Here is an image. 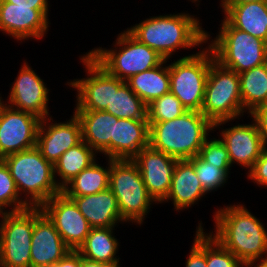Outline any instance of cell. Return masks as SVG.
Segmentation results:
<instances>
[{
  "label": "cell",
  "instance_id": "obj_1",
  "mask_svg": "<svg viewBox=\"0 0 267 267\" xmlns=\"http://www.w3.org/2000/svg\"><path fill=\"white\" fill-rule=\"evenodd\" d=\"M214 220L216 229L211 235L244 265L267 259V230L246 207H222L215 212Z\"/></svg>",
  "mask_w": 267,
  "mask_h": 267
},
{
  "label": "cell",
  "instance_id": "obj_2",
  "mask_svg": "<svg viewBox=\"0 0 267 267\" xmlns=\"http://www.w3.org/2000/svg\"><path fill=\"white\" fill-rule=\"evenodd\" d=\"M200 24L199 19L189 13H178L150 17L126 30L168 60L178 49L208 43L210 35Z\"/></svg>",
  "mask_w": 267,
  "mask_h": 267
},
{
  "label": "cell",
  "instance_id": "obj_3",
  "mask_svg": "<svg viewBox=\"0 0 267 267\" xmlns=\"http://www.w3.org/2000/svg\"><path fill=\"white\" fill-rule=\"evenodd\" d=\"M213 131V124L199 111L149 125V146L177 160H189L199 151Z\"/></svg>",
  "mask_w": 267,
  "mask_h": 267
},
{
  "label": "cell",
  "instance_id": "obj_4",
  "mask_svg": "<svg viewBox=\"0 0 267 267\" xmlns=\"http://www.w3.org/2000/svg\"><path fill=\"white\" fill-rule=\"evenodd\" d=\"M2 160L16 183L19 195H25V202L30 207H41L61 193L54 178L53 164L42 156L36 146L9 154Z\"/></svg>",
  "mask_w": 267,
  "mask_h": 267
},
{
  "label": "cell",
  "instance_id": "obj_5",
  "mask_svg": "<svg viewBox=\"0 0 267 267\" xmlns=\"http://www.w3.org/2000/svg\"><path fill=\"white\" fill-rule=\"evenodd\" d=\"M244 112L239 74L214 59L209 68L201 113L215 129L242 116Z\"/></svg>",
  "mask_w": 267,
  "mask_h": 267
},
{
  "label": "cell",
  "instance_id": "obj_6",
  "mask_svg": "<svg viewBox=\"0 0 267 267\" xmlns=\"http://www.w3.org/2000/svg\"><path fill=\"white\" fill-rule=\"evenodd\" d=\"M115 41V49L99 47L89 51L88 54L110 75L125 82L130 77L152 69L165 60L157 51L139 42L127 30L118 34Z\"/></svg>",
  "mask_w": 267,
  "mask_h": 267
},
{
  "label": "cell",
  "instance_id": "obj_7",
  "mask_svg": "<svg viewBox=\"0 0 267 267\" xmlns=\"http://www.w3.org/2000/svg\"><path fill=\"white\" fill-rule=\"evenodd\" d=\"M109 189L117 199L125 222L142 224L156 201L148 194L137 164L132 159H110Z\"/></svg>",
  "mask_w": 267,
  "mask_h": 267
},
{
  "label": "cell",
  "instance_id": "obj_8",
  "mask_svg": "<svg viewBox=\"0 0 267 267\" xmlns=\"http://www.w3.org/2000/svg\"><path fill=\"white\" fill-rule=\"evenodd\" d=\"M215 40L208 43L215 60L238 74L267 63V43L222 20Z\"/></svg>",
  "mask_w": 267,
  "mask_h": 267
},
{
  "label": "cell",
  "instance_id": "obj_9",
  "mask_svg": "<svg viewBox=\"0 0 267 267\" xmlns=\"http://www.w3.org/2000/svg\"><path fill=\"white\" fill-rule=\"evenodd\" d=\"M199 51L169 64V75L170 92L188 111L201 112L209 68L215 57L209 46Z\"/></svg>",
  "mask_w": 267,
  "mask_h": 267
},
{
  "label": "cell",
  "instance_id": "obj_10",
  "mask_svg": "<svg viewBox=\"0 0 267 267\" xmlns=\"http://www.w3.org/2000/svg\"><path fill=\"white\" fill-rule=\"evenodd\" d=\"M0 215V267H30L34 207Z\"/></svg>",
  "mask_w": 267,
  "mask_h": 267
},
{
  "label": "cell",
  "instance_id": "obj_11",
  "mask_svg": "<svg viewBox=\"0 0 267 267\" xmlns=\"http://www.w3.org/2000/svg\"><path fill=\"white\" fill-rule=\"evenodd\" d=\"M0 96V159L36 146L41 119L4 104Z\"/></svg>",
  "mask_w": 267,
  "mask_h": 267
},
{
  "label": "cell",
  "instance_id": "obj_12",
  "mask_svg": "<svg viewBox=\"0 0 267 267\" xmlns=\"http://www.w3.org/2000/svg\"><path fill=\"white\" fill-rule=\"evenodd\" d=\"M80 60L87 69V78L74 79L67 84L77 90L75 110L105 111L113 98V76L88 53Z\"/></svg>",
  "mask_w": 267,
  "mask_h": 267
},
{
  "label": "cell",
  "instance_id": "obj_13",
  "mask_svg": "<svg viewBox=\"0 0 267 267\" xmlns=\"http://www.w3.org/2000/svg\"><path fill=\"white\" fill-rule=\"evenodd\" d=\"M42 210L53 221L66 245L77 251L90 232V225L72 199L62 192L53 196L42 206Z\"/></svg>",
  "mask_w": 267,
  "mask_h": 267
},
{
  "label": "cell",
  "instance_id": "obj_14",
  "mask_svg": "<svg viewBox=\"0 0 267 267\" xmlns=\"http://www.w3.org/2000/svg\"><path fill=\"white\" fill-rule=\"evenodd\" d=\"M71 249L41 207H34L30 267H47L63 259Z\"/></svg>",
  "mask_w": 267,
  "mask_h": 267
},
{
  "label": "cell",
  "instance_id": "obj_15",
  "mask_svg": "<svg viewBox=\"0 0 267 267\" xmlns=\"http://www.w3.org/2000/svg\"><path fill=\"white\" fill-rule=\"evenodd\" d=\"M18 73L7 104L20 111L31 113L41 120L49 117L47 105L49 89L46 84L26 62Z\"/></svg>",
  "mask_w": 267,
  "mask_h": 267
},
{
  "label": "cell",
  "instance_id": "obj_16",
  "mask_svg": "<svg viewBox=\"0 0 267 267\" xmlns=\"http://www.w3.org/2000/svg\"><path fill=\"white\" fill-rule=\"evenodd\" d=\"M132 160L139 168L148 194L161 203L169 193L177 159L148 146Z\"/></svg>",
  "mask_w": 267,
  "mask_h": 267
},
{
  "label": "cell",
  "instance_id": "obj_17",
  "mask_svg": "<svg viewBox=\"0 0 267 267\" xmlns=\"http://www.w3.org/2000/svg\"><path fill=\"white\" fill-rule=\"evenodd\" d=\"M51 120L49 116L40 121L36 147L54 165L65 151L82 141V128L75 113L67 122L50 123Z\"/></svg>",
  "mask_w": 267,
  "mask_h": 267
},
{
  "label": "cell",
  "instance_id": "obj_18",
  "mask_svg": "<svg viewBox=\"0 0 267 267\" xmlns=\"http://www.w3.org/2000/svg\"><path fill=\"white\" fill-rule=\"evenodd\" d=\"M49 19L39 10L17 6L0 0V31L16 40H41L49 27Z\"/></svg>",
  "mask_w": 267,
  "mask_h": 267
},
{
  "label": "cell",
  "instance_id": "obj_19",
  "mask_svg": "<svg viewBox=\"0 0 267 267\" xmlns=\"http://www.w3.org/2000/svg\"><path fill=\"white\" fill-rule=\"evenodd\" d=\"M221 132V140L229 153L231 166L238 163L246 169L250 168L249 172L264 149L256 123L238 124Z\"/></svg>",
  "mask_w": 267,
  "mask_h": 267
},
{
  "label": "cell",
  "instance_id": "obj_20",
  "mask_svg": "<svg viewBox=\"0 0 267 267\" xmlns=\"http://www.w3.org/2000/svg\"><path fill=\"white\" fill-rule=\"evenodd\" d=\"M72 199L91 228L115 227L124 223L120 215L117 199L108 188L105 191L86 196H66Z\"/></svg>",
  "mask_w": 267,
  "mask_h": 267
},
{
  "label": "cell",
  "instance_id": "obj_21",
  "mask_svg": "<svg viewBox=\"0 0 267 267\" xmlns=\"http://www.w3.org/2000/svg\"><path fill=\"white\" fill-rule=\"evenodd\" d=\"M81 122L82 140L96 153L111 159V138H114L115 122L119 118L98 110H74Z\"/></svg>",
  "mask_w": 267,
  "mask_h": 267
},
{
  "label": "cell",
  "instance_id": "obj_22",
  "mask_svg": "<svg viewBox=\"0 0 267 267\" xmlns=\"http://www.w3.org/2000/svg\"><path fill=\"white\" fill-rule=\"evenodd\" d=\"M149 146L147 119H123L115 122L114 138H111V159H133Z\"/></svg>",
  "mask_w": 267,
  "mask_h": 267
},
{
  "label": "cell",
  "instance_id": "obj_23",
  "mask_svg": "<svg viewBox=\"0 0 267 267\" xmlns=\"http://www.w3.org/2000/svg\"><path fill=\"white\" fill-rule=\"evenodd\" d=\"M206 193L197 178L194 165L189 160H177L169 193L161 203L171 200L173 201L174 209L182 211L193 204H197L196 202Z\"/></svg>",
  "mask_w": 267,
  "mask_h": 267
},
{
  "label": "cell",
  "instance_id": "obj_24",
  "mask_svg": "<svg viewBox=\"0 0 267 267\" xmlns=\"http://www.w3.org/2000/svg\"><path fill=\"white\" fill-rule=\"evenodd\" d=\"M224 19L234 28L267 43V1L221 5Z\"/></svg>",
  "mask_w": 267,
  "mask_h": 267
},
{
  "label": "cell",
  "instance_id": "obj_25",
  "mask_svg": "<svg viewBox=\"0 0 267 267\" xmlns=\"http://www.w3.org/2000/svg\"><path fill=\"white\" fill-rule=\"evenodd\" d=\"M165 59L160 65L130 77L126 83L146 104L170 92L169 65Z\"/></svg>",
  "mask_w": 267,
  "mask_h": 267
},
{
  "label": "cell",
  "instance_id": "obj_26",
  "mask_svg": "<svg viewBox=\"0 0 267 267\" xmlns=\"http://www.w3.org/2000/svg\"><path fill=\"white\" fill-rule=\"evenodd\" d=\"M113 228H91L77 252L88 260L119 264V258L115 257L119 242L112 232Z\"/></svg>",
  "mask_w": 267,
  "mask_h": 267
},
{
  "label": "cell",
  "instance_id": "obj_27",
  "mask_svg": "<svg viewBox=\"0 0 267 267\" xmlns=\"http://www.w3.org/2000/svg\"><path fill=\"white\" fill-rule=\"evenodd\" d=\"M96 152L83 140L74 147L65 151L54 163V178L62 189L69 181L76 177L82 170L96 161ZM61 177L60 181L56 180ZM59 181V182H58Z\"/></svg>",
  "mask_w": 267,
  "mask_h": 267
},
{
  "label": "cell",
  "instance_id": "obj_28",
  "mask_svg": "<svg viewBox=\"0 0 267 267\" xmlns=\"http://www.w3.org/2000/svg\"><path fill=\"white\" fill-rule=\"evenodd\" d=\"M105 112L123 119H147V105L124 81L113 76V98Z\"/></svg>",
  "mask_w": 267,
  "mask_h": 267
},
{
  "label": "cell",
  "instance_id": "obj_29",
  "mask_svg": "<svg viewBox=\"0 0 267 267\" xmlns=\"http://www.w3.org/2000/svg\"><path fill=\"white\" fill-rule=\"evenodd\" d=\"M240 94L244 111L267 105V63L239 74Z\"/></svg>",
  "mask_w": 267,
  "mask_h": 267
},
{
  "label": "cell",
  "instance_id": "obj_30",
  "mask_svg": "<svg viewBox=\"0 0 267 267\" xmlns=\"http://www.w3.org/2000/svg\"><path fill=\"white\" fill-rule=\"evenodd\" d=\"M108 167L104 169L96 162L82 170L76 177L69 181L61 192L65 196H86L105 191L109 188L110 158Z\"/></svg>",
  "mask_w": 267,
  "mask_h": 267
},
{
  "label": "cell",
  "instance_id": "obj_31",
  "mask_svg": "<svg viewBox=\"0 0 267 267\" xmlns=\"http://www.w3.org/2000/svg\"><path fill=\"white\" fill-rule=\"evenodd\" d=\"M189 161L194 165L197 178L207 193L216 191L227 182L231 165H213L206 163L198 155L190 158Z\"/></svg>",
  "mask_w": 267,
  "mask_h": 267
},
{
  "label": "cell",
  "instance_id": "obj_32",
  "mask_svg": "<svg viewBox=\"0 0 267 267\" xmlns=\"http://www.w3.org/2000/svg\"><path fill=\"white\" fill-rule=\"evenodd\" d=\"M187 111L180 100L169 92L147 105L148 124L172 120L182 116Z\"/></svg>",
  "mask_w": 267,
  "mask_h": 267
},
{
  "label": "cell",
  "instance_id": "obj_33",
  "mask_svg": "<svg viewBox=\"0 0 267 267\" xmlns=\"http://www.w3.org/2000/svg\"><path fill=\"white\" fill-rule=\"evenodd\" d=\"M10 206L11 211L10 209L6 211L5 209ZM29 207L25 200L21 199L7 165L0 159V214L21 211Z\"/></svg>",
  "mask_w": 267,
  "mask_h": 267
},
{
  "label": "cell",
  "instance_id": "obj_34",
  "mask_svg": "<svg viewBox=\"0 0 267 267\" xmlns=\"http://www.w3.org/2000/svg\"><path fill=\"white\" fill-rule=\"evenodd\" d=\"M207 267H244V264L227 250L211 232L206 233Z\"/></svg>",
  "mask_w": 267,
  "mask_h": 267
},
{
  "label": "cell",
  "instance_id": "obj_35",
  "mask_svg": "<svg viewBox=\"0 0 267 267\" xmlns=\"http://www.w3.org/2000/svg\"><path fill=\"white\" fill-rule=\"evenodd\" d=\"M198 156L213 165H231L229 153L221 139H205Z\"/></svg>",
  "mask_w": 267,
  "mask_h": 267
},
{
  "label": "cell",
  "instance_id": "obj_36",
  "mask_svg": "<svg viewBox=\"0 0 267 267\" xmlns=\"http://www.w3.org/2000/svg\"><path fill=\"white\" fill-rule=\"evenodd\" d=\"M194 243L191 246L190 255L186 260V267H207L206 262V233L202 224L199 223L195 235Z\"/></svg>",
  "mask_w": 267,
  "mask_h": 267
},
{
  "label": "cell",
  "instance_id": "obj_37",
  "mask_svg": "<svg viewBox=\"0 0 267 267\" xmlns=\"http://www.w3.org/2000/svg\"><path fill=\"white\" fill-rule=\"evenodd\" d=\"M247 177L259 186L267 187V149H263Z\"/></svg>",
  "mask_w": 267,
  "mask_h": 267
},
{
  "label": "cell",
  "instance_id": "obj_38",
  "mask_svg": "<svg viewBox=\"0 0 267 267\" xmlns=\"http://www.w3.org/2000/svg\"><path fill=\"white\" fill-rule=\"evenodd\" d=\"M249 115L258 127L263 148L267 149V105L254 109Z\"/></svg>",
  "mask_w": 267,
  "mask_h": 267
},
{
  "label": "cell",
  "instance_id": "obj_39",
  "mask_svg": "<svg viewBox=\"0 0 267 267\" xmlns=\"http://www.w3.org/2000/svg\"><path fill=\"white\" fill-rule=\"evenodd\" d=\"M17 6L39 9L48 18V0H3Z\"/></svg>",
  "mask_w": 267,
  "mask_h": 267
},
{
  "label": "cell",
  "instance_id": "obj_40",
  "mask_svg": "<svg viewBox=\"0 0 267 267\" xmlns=\"http://www.w3.org/2000/svg\"><path fill=\"white\" fill-rule=\"evenodd\" d=\"M47 267H81V255L71 250L63 259Z\"/></svg>",
  "mask_w": 267,
  "mask_h": 267
},
{
  "label": "cell",
  "instance_id": "obj_41",
  "mask_svg": "<svg viewBox=\"0 0 267 267\" xmlns=\"http://www.w3.org/2000/svg\"><path fill=\"white\" fill-rule=\"evenodd\" d=\"M81 267H120V266L119 264H108V263L88 260L81 256Z\"/></svg>",
  "mask_w": 267,
  "mask_h": 267
},
{
  "label": "cell",
  "instance_id": "obj_42",
  "mask_svg": "<svg viewBox=\"0 0 267 267\" xmlns=\"http://www.w3.org/2000/svg\"><path fill=\"white\" fill-rule=\"evenodd\" d=\"M255 1H267V0H221V5H236L241 3L255 2Z\"/></svg>",
  "mask_w": 267,
  "mask_h": 267
},
{
  "label": "cell",
  "instance_id": "obj_43",
  "mask_svg": "<svg viewBox=\"0 0 267 267\" xmlns=\"http://www.w3.org/2000/svg\"><path fill=\"white\" fill-rule=\"evenodd\" d=\"M258 262L259 263H257V261H256V262L246 264V265H244V267H267V259H263V260L258 261Z\"/></svg>",
  "mask_w": 267,
  "mask_h": 267
}]
</instances>
